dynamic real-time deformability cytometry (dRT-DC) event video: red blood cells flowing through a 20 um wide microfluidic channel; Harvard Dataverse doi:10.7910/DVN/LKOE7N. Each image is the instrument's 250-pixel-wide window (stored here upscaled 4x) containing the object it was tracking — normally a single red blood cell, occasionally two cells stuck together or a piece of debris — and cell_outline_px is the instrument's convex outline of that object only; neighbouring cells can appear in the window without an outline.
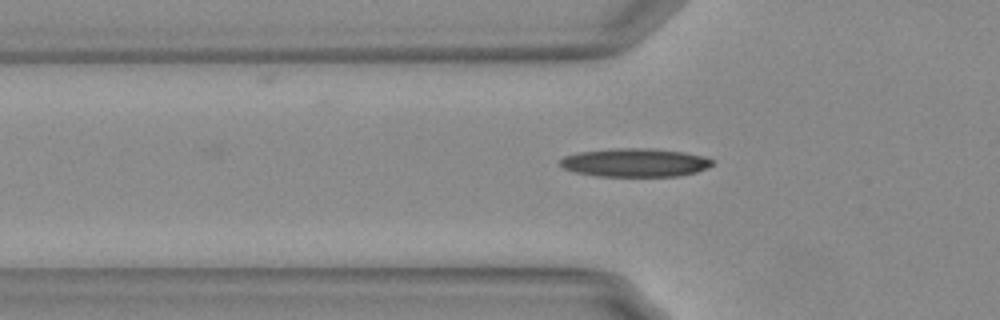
{"species": "Egyptian fruit bat (a non-hibernating species)", "species_latin": "Rousettus aegyptiacus", "temperature_condition": "warm", "stored_images_in_passage": 43, "camera_frame_rate_fps": 3000, "um_per_image_px": 0.085, "animal": {"sex": "female"}, "frame": {"image": 1, "passage_image": 12, "time_ms": 3.667, "image_size_px": [1000, 320], "cell_outline_px": [[712, 164], [696, 172], [676, 176], [600, 176], [576, 172], [564, 168], [560, 164], [560, 160], [564, 156], [580, 152], [612, 148], [652, 148], [684, 152], [704, 156], [712, 160]], "centroid_in_image_um": [53.96, 13.81], "position_along_channel_um": 71.8, "area_um2": 25.03}}
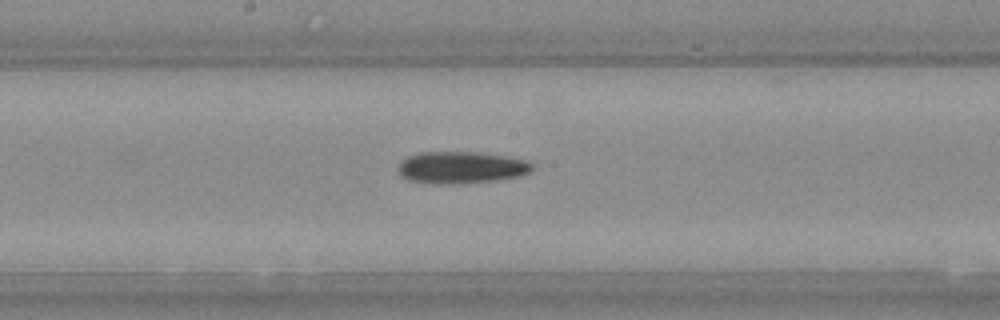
{"frame": {"image": 2, "passage_image": 23, "time_ms": 7.333, "image_size_px": [1000, 320], "cell_outline_px": [[532, 168], [528, 172], [520, 176], [492, 180], [456, 184], [436, 184], [408, 180], [400, 176], [396, 172], [396, 168], [400, 160], [408, 156], [420, 152], [480, 152], [528, 160], [532, 164]], "centroid_in_image_um": [39.11, 14.23], "position_along_channel_um": 209.1, "area_um2": 25.14}}
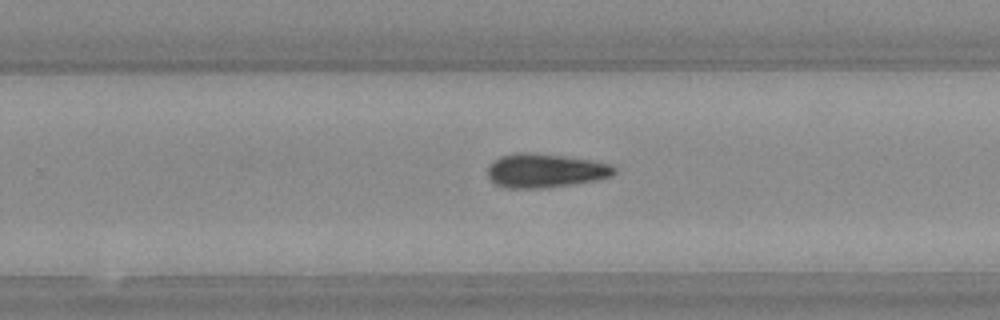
{"frame": {"image": 3, "passage_image": 29, "time_ms": 9.333, "image_size_px": [1000, 320], "cell_outline_px": [[616, 172], [612, 176], [596, 180], [540, 188], [508, 188], [496, 184], [488, 176], [488, 168], [492, 160], [500, 156], [512, 152], [524, 152], [564, 156], [612, 164], [616, 168]], "centroid_in_image_um": [46.32, 14.49], "position_along_channel_um": 283.5, "area_um2": 24.85}}